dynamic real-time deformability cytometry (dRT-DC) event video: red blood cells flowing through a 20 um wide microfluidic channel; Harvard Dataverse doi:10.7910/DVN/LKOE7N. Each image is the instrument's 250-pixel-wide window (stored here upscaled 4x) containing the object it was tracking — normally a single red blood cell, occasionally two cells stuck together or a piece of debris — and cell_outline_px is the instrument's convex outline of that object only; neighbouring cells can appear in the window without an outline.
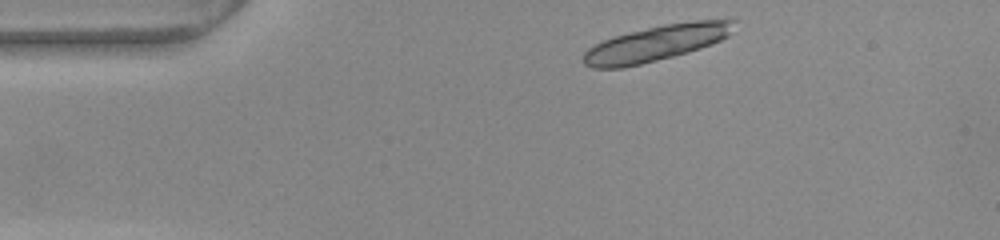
{"species": "common noctule bat (a hibernating species)", "species_latin": "Nyctalus noctula", "temperature_condition": "warm", "stored_images_in_passage": 10, "camera_frame_rate_fps": 3000, "um_per_image_px": 0.085, "animal": {"sex": "female", "body_mass_g": 22.0, "forearm_length_mm": 56.7}, "frame": {"image": 1, "passage_image": 1, "time_ms": 0.0, "image_size_px": [1000, 240], "cell_outline_px": [[736, 20], [728, 36], [720, 40], [700, 48], [688, 52], [624, 68], [592, 68], [584, 64], [584, 52], [588, 48], [612, 36], [664, 24], [692, 20]], "centroid_in_image_um": [55.75, 3.67], "position_along_channel_um": 29.3, "area_um2": 30.98}}